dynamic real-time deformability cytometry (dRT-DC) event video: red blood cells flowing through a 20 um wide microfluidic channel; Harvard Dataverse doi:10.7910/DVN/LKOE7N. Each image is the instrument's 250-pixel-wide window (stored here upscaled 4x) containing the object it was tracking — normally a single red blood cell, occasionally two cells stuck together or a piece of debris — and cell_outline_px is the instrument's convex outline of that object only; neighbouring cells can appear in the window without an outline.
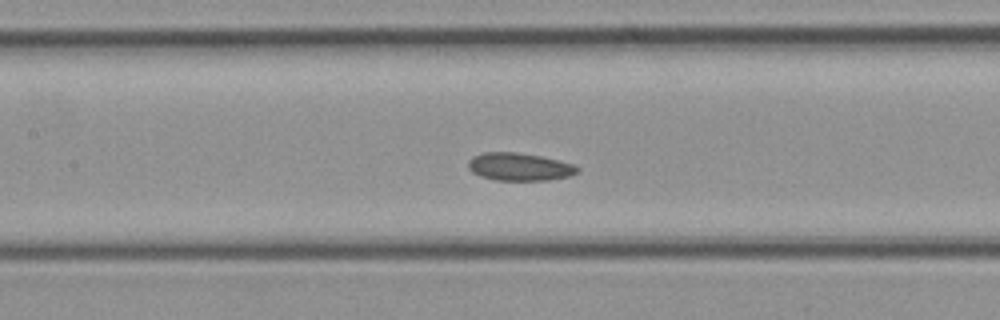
{"species": "common noctule bat (a hibernating species)", "species_latin": "Nyctalus noctula", "temperature_condition": "cold", "stored_images_in_passage": 26, "camera_frame_rate_fps": 3000, "um_per_image_px": 0.085, "animal": {"sex": "female", "body_mass_g": 21.9}, "frame": {"image": 1, "passage_image": 12, "time_ms": 3.667, "image_size_px": [1000, 320], "cell_outline_px": [[580, 168], [576, 172], [568, 176], [548, 180], [496, 180], [480, 176], [472, 172], [468, 168], [468, 160], [472, 156], [484, 152], [516, 152], [540, 156], [572, 164]], "centroid_in_image_um": [44.09, 14.17], "position_along_channel_um": 163.3, "area_um2": 17.51}}